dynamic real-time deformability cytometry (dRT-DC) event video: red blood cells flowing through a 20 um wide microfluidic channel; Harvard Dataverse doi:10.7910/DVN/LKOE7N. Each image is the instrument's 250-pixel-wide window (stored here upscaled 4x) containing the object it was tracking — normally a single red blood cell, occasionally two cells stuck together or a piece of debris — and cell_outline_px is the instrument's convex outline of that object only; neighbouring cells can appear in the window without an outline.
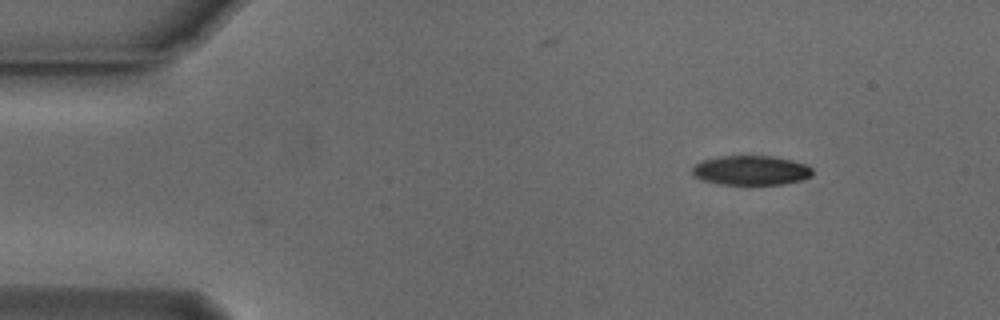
{"species": "Egyptian fruit bat (a non-hibernating species)", "species_latin": "Rousettus aegyptiacus", "temperature_condition": "cold", "stored_images_in_passage": 36, "camera_frame_rate_fps": 3000, "um_per_image_px": 0.085, "animal": {"sex": "male"}, "frame": {"image": 1, "passage_image": 1, "time_ms": 0.0, "image_size_px": [1000, 320], "cell_outline_px": [[812, 176], [800, 180], [784, 184], [748, 188], [716, 184], [700, 180], [692, 176], [692, 168], [696, 164], [704, 160], [720, 156], [772, 156], [792, 160], [804, 164], [812, 168]], "centroid_in_image_um": [63.79, 14.54], "position_along_channel_um": 21.2, "area_um2": 21.68}}
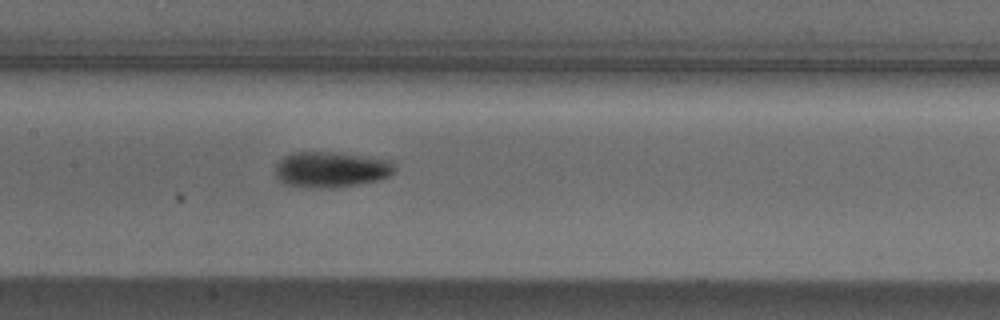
{"frame": {"image": 2, "passage_image": 20, "time_ms": 6.333, "image_size_px": [1000, 320], "cell_outline_px": [[396, 172], [380, 180], [360, 184], [332, 188], [308, 188], [288, 184], [276, 180], [276, 164], [284, 156], [292, 152], [336, 152], [392, 160], [396, 168]], "centroid_in_image_um": [28.16, 14.41], "position_along_channel_um": 179.2, "area_um2": 25.2}}
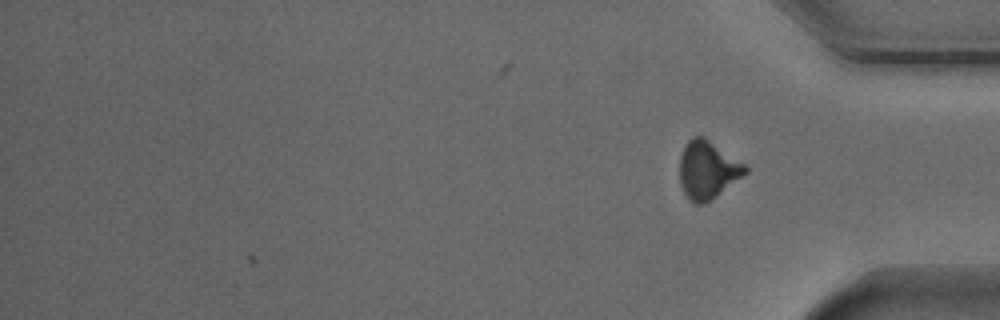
{"frame": {"image": 3, "passage_image": 36, "time_ms": 11.667, "image_size_px": [1000, 320], "cell_outline_px": [[748, 172], [716, 196], [704, 204], [692, 204], [688, 200], [680, 184], [680, 156], [688, 140], [692, 136], [704, 136], [744, 164], [748, 168]], "centroid_in_image_um": [60.12, 14.45], "position_along_channel_um": 375.1, "area_um2": 22.02}, "authors_computed_cell_mechanics": {"area_um2": 23.0333, "velocity_mm_per_s": 3.765, "shape_relaxation_time_tau1_ms": 5.7553, "shape_relaxation_time_tau2_ms": 5.8151, "deformation_change_tau1": 0.1706, "deformation_change_tau2": 0.1164}}